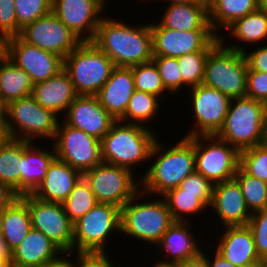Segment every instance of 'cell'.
Masks as SVG:
<instances>
[{"label": "cell", "instance_id": "6da1fadb", "mask_svg": "<svg viewBox=\"0 0 267 267\" xmlns=\"http://www.w3.org/2000/svg\"><path fill=\"white\" fill-rule=\"evenodd\" d=\"M110 18H102L92 42L113 61L115 67L130 68L152 61L150 24L131 26Z\"/></svg>", "mask_w": 267, "mask_h": 267}, {"label": "cell", "instance_id": "7a4b0ae2", "mask_svg": "<svg viewBox=\"0 0 267 267\" xmlns=\"http://www.w3.org/2000/svg\"><path fill=\"white\" fill-rule=\"evenodd\" d=\"M157 137L149 159H156L143 173L141 179V191L149 196L156 193V197L162 196L168 190L179 187L180 183L195 171L194 137H183L167 149ZM162 151V152H161Z\"/></svg>", "mask_w": 267, "mask_h": 267}, {"label": "cell", "instance_id": "3957f363", "mask_svg": "<svg viewBox=\"0 0 267 267\" xmlns=\"http://www.w3.org/2000/svg\"><path fill=\"white\" fill-rule=\"evenodd\" d=\"M156 135L146 126L115 121L101 139L103 162L133 172L135 166L149 162Z\"/></svg>", "mask_w": 267, "mask_h": 267}, {"label": "cell", "instance_id": "277c9868", "mask_svg": "<svg viewBox=\"0 0 267 267\" xmlns=\"http://www.w3.org/2000/svg\"><path fill=\"white\" fill-rule=\"evenodd\" d=\"M145 196L148 195L140 190L120 208V233L136 241H145L144 243L149 245L151 243L154 247L161 241L163 234L174 220L162 196L161 199L158 196L159 199L142 202L141 199Z\"/></svg>", "mask_w": 267, "mask_h": 267}, {"label": "cell", "instance_id": "5b68a950", "mask_svg": "<svg viewBox=\"0 0 267 267\" xmlns=\"http://www.w3.org/2000/svg\"><path fill=\"white\" fill-rule=\"evenodd\" d=\"M267 105L247 96L232 98L225 121L216 136L239 152L262 144Z\"/></svg>", "mask_w": 267, "mask_h": 267}, {"label": "cell", "instance_id": "8992f818", "mask_svg": "<svg viewBox=\"0 0 267 267\" xmlns=\"http://www.w3.org/2000/svg\"><path fill=\"white\" fill-rule=\"evenodd\" d=\"M114 68L113 61L92 41H83L64 58V70L78 95H95Z\"/></svg>", "mask_w": 267, "mask_h": 267}, {"label": "cell", "instance_id": "52a82bcc", "mask_svg": "<svg viewBox=\"0 0 267 267\" xmlns=\"http://www.w3.org/2000/svg\"><path fill=\"white\" fill-rule=\"evenodd\" d=\"M248 65L243 51L232 50L219 42L208 54L202 84L228 97L246 95Z\"/></svg>", "mask_w": 267, "mask_h": 267}, {"label": "cell", "instance_id": "ba28073f", "mask_svg": "<svg viewBox=\"0 0 267 267\" xmlns=\"http://www.w3.org/2000/svg\"><path fill=\"white\" fill-rule=\"evenodd\" d=\"M10 138L34 142L36 137L53 141L59 118L43 108L32 96L11 101L5 109ZM23 134V135H22Z\"/></svg>", "mask_w": 267, "mask_h": 267}, {"label": "cell", "instance_id": "9c48e42d", "mask_svg": "<svg viewBox=\"0 0 267 267\" xmlns=\"http://www.w3.org/2000/svg\"><path fill=\"white\" fill-rule=\"evenodd\" d=\"M114 231H121L120 208L97 203L73 223V253L107 252V244L111 234L116 233Z\"/></svg>", "mask_w": 267, "mask_h": 267}, {"label": "cell", "instance_id": "30bf717a", "mask_svg": "<svg viewBox=\"0 0 267 267\" xmlns=\"http://www.w3.org/2000/svg\"><path fill=\"white\" fill-rule=\"evenodd\" d=\"M126 168L101 162L83 173L98 203L123 207L141 190V179Z\"/></svg>", "mask_w": 267, "mask_h": 267}, {"label": "cell", "instance_id": "8fae6325", "mask_svg": "<svg viewBox=\"0 0 267 267\" xmlns=\"http://www.w3.org/2000/svg\"><path fill=\"white\" fill-rule=\"evenodd\" d=\"M195 171L213 184L233 179L240 152L216 135L194 136Z\"/></svg>", "mask_w": 267, "mask_h": 267}, {"label": "cell", "instance_id": "7c38bea8", "mask_svg": "<svg viewBox=\"0 0 267 267\" xmlns=\"http://www.w3.org/2000/svg\"><path fill=\"white\" fill-rule=\"evenodd\" d=\"M52 144L56 158L82 174L103 161L101 141L68 125L63 119L59 120Z\"/></svg>", "mask_w": 267, "mask_h": 267}, {"label": "cell", "instance_id": "4fadbf2b", "mask_svg": "<svg viewBox=\"0 0 267 267\" xmlns=\"http://www.w3.org/2000/svg\"><path fill=\"white\" fill-rule=\"evenodd\" d=\"M27 204L32 228L39 230L63 252H73V222L60 202L42 201L32 194L20 196Z\"/></svg>", "mask_w": 267, "mask_h": 267}, {"label": "cell", "instance_id": "5bb4252c", "mask_svg": "<svg viewBox=\"0 0 267 267\" xmlns=\"http://www.w3.org/2000/svg\"><path fill=\"white\" fill-rule=\"evenodd\" d=\"M187 91L189 94L190 106L192 107L194 127L185 133V137L200 135H216L221 129L228 113L231 98L219 90L204 84L192 87Z\"/></svg>", "mask_w": 267, "mask_h": 267}, {"label": "cell", "instance_id": "9a60e30c", "mask_svg": "<svg viewBox=\"0 0 267 267\" xmlns=\"http://www.w3.org/2000/svg\"><path fill=\"white\" fill-rule=\"evenodd\" d=\"M153 56L179 58L195 51H211L219 42L213 30L176 31L150 23Z\"/></svg>", "mask_w": 267, "mask_h": 267}, {"label": "cell", "instance_id": "2e32d148", "mask_svg": "<svg viewBox=\"0 0 267 267\" xmlns=\"http://www.w3.org/2000/svg\"><path fill=\"white\" fill-rule=\"evenodd\" d=\"M26 43L65 58L83 41L52 12L27 24L19 34Z\"/></svg>", "mask_w": 267, "mask_h": 267}, {"label": "cell", "instance_id": "e0dca14e", "mask_svg": "<svg viewBox=\"0 0 267 267\" xmlns=\"http://www.w3.org/2000/svg\"><path fill=\"white\" fill-rule=\"evenodd\" d=\"M6 56L23 69L34 84L45 81L64 69L63 57L30 45L19 36L6 39Z\"/></svg>", "mask_w": 267, "mask_h": 267}, {"label": "cell", "instance_id": "ac0fdd59", "mask_svg": "<svg viewBox=\"0 0 267 267\" xmlns=\"http://www.w3.org/2000/svg\"><path fill=\"white\" fill-rule=\"evenodd\" d=\"M106 9L104 0H52V13L82 41L93 40Z\"/></svg>", "mask_w": 267, "mask_h": 267}, {"label": "cell", "instance_id": "d6986e66", "mask_svg": "<svg viewBox=\"0 0 267 267\" xmlns=\"http://www.w3.org/2000/svg\"><path fill=\"white\" fill-rule=\"evenodd\" d=\"M68 125L80 129L101 141L115 119L98 102L95 95H78L63 119Z\"/></svg>", "mask_w": 267, "mask_h": 267}, {"label": "cell", "instance_id": "ffe728a7", "mask_svg": "<svg viewBox=\"0 0 267 267\" xmlns=\"http://www.w3.org/2000/svg\"><path fill=\"white\" fill-rule=\"evenodd\" d=\"M211 208V209H210ZM210 210L226 226H246L252 215L235 178L214 184Z\"/></svg>", "mask_w": 267, "mask_h": 267}, {"label": "cell", "instance_id": "44dd1931", "mask_svg": "<svg viewBox=\"0 0 267 267\" xmlns=\"http://www.w3.org/2000/svg\"><path fill=\"white\" fill-rule=\"evenodd\" d=\"M223 234L217 237L214 249L231 264L238 267H259V258L250 228L246 226H223Z\"/></svg>", "mask_w": 267, "mask_h": 267}, {"label": "cell", "instance_id": "7402d4cb", "mask_svg": "<svg viewBox=\"0 0 267 267\" xmlns=\"http://www.w3.org/2000/svg\"><path fill=\"white\" fill-rule=\"evenodd\" d=\"M134 91V78L131 68L115 67L110 78L95 94V97L115 121H119L125 115Z\"/></svg>", "mask_w": 267, "mask_h": 267}, {"label": "cell", "instance_id": "603a6c76", "mask_svg": "<svg viewBox=\"0 0 267 267\" xmlns=\"http://www.w3.org/2000/svg\"><path fill=\"white\" fill-rule=\"evenodd\" d=\"M191 223L193 222L174 221L167 229L161 241L156 245V248L159 246V253L161 251L162 256H165L164 259H166L161 260V257H159L158 262L178 264L199 255L203 251L201 244L197 243L199 241L194 238L191 232L193 230H190L192 228Z\"/></svg>", "mask_w": 267, "mask_h": 267}, {"label": "cell", "instance_id": "cb8c5ba5", "mask_svg": "<svg viewBox=\"0 0 267 267\" xmlns=\"http://www.w3.org/2000/svg\"><path fill=\"white\" fill-rule=\"evenodd\" d=\"M31 96L43 108L52 111L58 117L63 113L64 117L78 94L69 75L63 69L55 76L34 84Z\"/></svg>", "mask_w": 267, "mask_h": 267}, {"label": "cell", "instance_id": "d4e9b609", "mask_svg": "<svg viewBox=\"0 0 267 267\" xmlns=\"http://www.w3.org/2000/svg\"><path fill=\"white\" fill-rule=\"evenodd\" d=\"M82 176L79 170L55 158L43 182L32 195L42 201L63 203Z\"/></svg>", "mask_w": 267, "mask_h": 267}, {"label": "cell", "instance_id": "484cf974", "mask_svg": "<svg viewBox=\"0 0 267 267\" xmlns=\"http://www.w3.org/2000/svg\"><path fill=\"white\" fill-rule=\"evenodd\" d=\"M44 149L33 142L22 140V172L20 196L33 194L43 182L49 165L56 158L55 150Z\"/></svg>", "mask_w": 267, "mask_h": 267}, {"label": "cell", "instance_id": "4316f807", "mask_svg": "<svg viewBox=\"0 0 267 267\" xmlns=\"http://www.w3.org/2000/svg\"><path fill=\"white\" fill-rule=\"evenodd\" d=\"M63 251L42 232L31 229L11 252L14 267H43Z\"/></svg>", "mask_w": 267, "mask_h": 267}, {"label": "cell", "instance_id": "83f0119b", "mask_svg": "<svg viewBox=\"0 0 267 267\" xmlns=\"http://www.w3.org/2000/svg\"><path fill=\"white\" fill-rule=\"evenodd\" d=\"M159 24L176 31L213 30L209 23L208 3L169 4Z\"/></svg>", "mask_w": 267, "mask_h": 267}, {"label": "cell", "instance_id": "f1b7e54d", "mask_svg": "<svg viewBox=\"0 0 267 267\" xmlns=\"http://www.w3.org/2000/svg\"><path fill=\"white\" fill-rule=\"evenodd\" d=\"M33 87L31 77L6 55L0 60V99L5 105L31 96Z\"/></svg>", "mask_w": 267, "mask_h": 267}, {"label": "cell", "instance_id": "f546056e", "mask_svg": "<svg viewBox=\"0 0 267 267\" xmlns=\"http://www.w3.org/2000/svg\"><path fill=\"white\" fill-rule=\"evenodd\" d=\"M259 9V0H208L209 23L219 36L234 21Z\"/></svg>", "mask_w": 267, "mask_h": 267}, {"label": "cell", "instance_id": "4dcf8cb0", "mask_svg": "<svg viewBox=\"0 0 267 267\" xmlns=\"http://www.w3.org/2000/svg\"><path fill=\"white\" fill-rule=\"evenodd\" d=\"M32 229L27 204L19 198L12 206L3 210L2 239L12 252Z\"/></svg>", "mask_w": 267, "mask_h": 267}, {"label": "cell", "instance_id": "1f68e13d", "mask_svg": "<svg viewBox=\"0 0 267 267\" xmlns=\"http://www.w3.org/2000/svg\"><path fill=\"white\" fill-rule=\"evenodd\" d=\"M22 172V140L9 138L0 144V183L12 187L20 195Z\"/></svg>", "mask_w": 267, "mask_h": 267}, {"label": "cell", "instance_id": "d6a6232c", "mask_svg": "<svg viewBox=\"0 0 267 267\" xmlns=\"http://www.w3.org/2000/svg\"><path fill=\"white\" fill-rule=\"evenodd\" d=\"M235 40L255 46L267 40V13L257 9L248 15L237 19L226 28Z\"/></svg>", "mask_w": 267, "mask_h": 267}, {"label": "cell", "instance_id": "836d02e7", "mask_svg": "<svg viewBox=\"0 0 267 267\" xmlns=\"http://www.w3.org/2000/svg\"><path fill=\"white\" fill-rule=\"evenodd\" d=\"M159 99L160 98L155 95L135 89L129 100L125 115L119 121L150 128L149 125H144V123L151 122L150 120L155 119L157 113H160L158 111L162 102Z\"/></svg>", "mask_w": 267, "mask_h": 267}, {"label": "cell", "instance_id": "e575fe53", "mask_svg": "<svg viewBox=\"0 0 267 267\" xmlns=\"http://www.w3.org/2000/svg\"><path fill=\"white\" fill-rule=\"evenodd\" d=\"M174 221H190L191 216L206 212L208 207L198 198V194L182 193L180 187L168 190L162 195ZM190 216L188 219L185 216ZM186 218V219H185Z\"/></svg>", "mask_w": 267, "mask_h": 267}, {"label": "cell", "instance_id": "d590c367", "mask_svg": "<svg viewBox=\"0 0 267 267\" xmlns=\"http://www.w3.org/2000/svg\"><path fill=\"white\" fill-rule=\"evenodd\" d=\"M98 203L94 193L82 176L75 184L68 198L62 203L65 213L74 223Z\"/></svg>", "mask_w": 267, "mask_h": 267}, {"label": "cell", "instance_id": "8d00e7d4", "mask_svg": "<svg viewBox=\"0 0 267 267\" xmlns=\"http://www.w3.org/2000/svg\"><path fill=\"white\" fill-rule=\"evenodd\" d=\"M234 178L239 183L251 213L267 209V182L247 174L241 167Z\"/></svg>", "mask_w": 267, "mask_h": 267}, {"label": "cell", "instance_id": "74e56055", "mask_svg": "<svg viewBox=\"0 0 267 267\" xmlns=\"http://www.w3.org/2000/svg\"><path fill=\"white\" fill-rule=\"evenodd\" d=\"M130 68L133 72L134 87L136 90L155 95L160 100L164 98V93L168 94L163 86L157 66L153 61L137 64Z\"/></svg>", "mask_w": 267, "mask_h": 267}, {"label": "cell", "instance_id": "f35d334b", "mask_svg": "<svg viewBox=\"0 0 267 267\" xmlns=\"http://www.w3.org/2000/svg\"><path fill=\"white\" fill-rule=\"evenodd\" d=\"M210 51H195L177 58L182 75V89L202 84L207 56Z\"/></svg>", "mask_w": 267, "mask_h": 267}, {"label": "cell", "instance_id": "ab89813d", "mask_svg": "<svg viewBox=\"0 0 267 267\" xmlns=\"http://www.w3.org/2000/svg\"><path fill=\"white\" fill-rule=\"evenodd\" d=\"M240 167L250 176L267 182V146L262 143L241 151Z\"/></svg>", "mask_w": 267, "mask_h": 267}, {"label": "cell", "instance_id": "60d3db41", "mask_svg": "<svg viewBox=\"0 0 267 267\" xmlns=\"http://www.w3.org/2000/svg\"><path fill=\"white\" fill-rule=\"evenodd\" d=\"M14 6L21 29L52 12V0H15Z\"/></svg>", "mask_w": 267, "mask_h": 267}, {"label": "cell", "instance_id": "b9f144b4", "mask_svg": "<svg viewBox=\"0 0 267 267\" xmlns=\"http://www.w3.org/2000/svg\"><path fill=\"white\" fill-rule=\"evenodd\" d=\"M152 61L157 66L163 86L170 94L181 92L182 75L177 58L167 56H153ZM180 90V91H179Z\"/></svg>", "mask_w": 267, "mask_h": 267}, {"label": "cell", "instance_id": "7bdbcfd3", "mask_svg": "<svg viewBox=\"0 0 267 267\" xmlns=\"http://www.w3.org/2000/svg\"><path fill=\"white\" fill-rule=\"evenodd\" d=\"M182 193L198 194V198L209 208L212 202L214 184L202 174L194 171L179 185Z\"/></svg>", "mask_w": 267, "mask_h": 267}, {"label": "cell", "instance_id": "ee69618b", "mask_svg": "<svg viewBox=\"0 0 267 267\" xmlns=\"http://www.w3.org/2000/svg\"><path fill=\"white\" fill-rule=\"evenodd\" d=\"M247 226L250 228L257 254L261 260L267 258V209L252 213Z\"/></svg>", "mask_w": 267, "mask_h": 267}, {"label": "cell", "instance_id": "f6af8a7d", "mask_svg": "<svg viewBox=\"0 0 267 267\" xmlns=\"http://www.w3.org/2000/svg\"><path fill=\"white\" fill-rule=\"evenodd\" d=\"M219 36L220 42L227 48L232 50H238L243 51L247 65H248V71H261L267 73V45L265 43L264 46H259L255 50L247 51V48H244L245 46H240L238 43H230L229 45H225V36Z\"/></svg>", "mask_w": 267, "mask_h": 267}, {"label": "cell", "instance_id": "bcb514c9", "mask_svg": "<svg viewBox=\"0 0 267 267\" xmlns=\"http://www.w3.org/2000/svg\"><path fill=\"white\" fill-rule=\"evenodd\" d=\"M15 0H0V36L5 40L19 36L21 28L18 26Z\"/></svg>", "mask_w": 267, "mask_h": 267}, {"label": "cell", "instance_id": "7dc6e473", "mask_svg": "<svg viewBox=\"0 0 267 267\" xmlns=\"http://www.w3.org/2000/svg\"><path fill=\"white\" fill-rule=\"evenodd\" d=\"M245 96L267 105V73L248 71Z\"/></svg>", "mask_w": 267, "mask_h": 267}, {"label": "cell", "instance_id": "c3c4849f", "mask_svg": "<svg viewBox=\"0 0 267 267\" xmlns=\"http://www.w3.org/2000/svg\"><path fill=\"white\" fill-rule=\"evenodd\" d=\"M76 256V267H121L119 263L114 266L111 260L115 258H109L107 252H77Z\"/></svg>", "mask_w": 267, "mask_h": 267}, {"label": "cell", "instance_id": "681fc988", "mask_svg": "<svg viewBox=\"0 0 267 267\" xmlns=\"http://www.w3.org/2000/svg\"><path fill=\"white\" fill-rule=\"evenodd\" d=\"M20 195L9 185L0 183V212L12 206Z\"/></svg>", "mask_w": 267, "mask_h": 267}, {"label": "cell", "instance_id": "f907efd6", "mask_svg": "<svg viewBox=\"0 0 267 267\" xmlns=\"http://www.w3.org/2000/svg\"><path fill=\"white\" fill-rule=\"evenodd\" d=\"M73 252H62L56 259L47 262L43 267H76V259H69L67 256L71 255ZM75 260V261H74Z\"/></svg>", "mask_w": 267, "mask_h": 267}, {"label": "cell", "instance_id": "816d5d0a", "mask_svg": "<svg viewBox=\"0 0 267 267\" xmlns=\"http://www.w3.org/2000/svg\"><path fill=\"white\" fill-rule=\"evenodd\" d=\"M203 251L193 258H189L177 264V267H208V254Z\"/></svg>", "mask_w": 267, "mask_h": 267}, {"label": "cell", "instance_id": "f5cc1de1", "mask_svg": "<svg viewBox=\"0 0 267 267\" xmlns=\"http://www.w3.org/2000/svg\"><path fill=\"white\" fill-rule=\"evenodd\" d=\"M208 256V267H238L227 261L222 255H220L216 250H214V257ZM212 258V259H209ZM213 260V261H212Z\"/></svg>", "mask_w": 267, "mask_h": 267}, {"label": "cell", "instance_id": "db71d44e", "mask_svg": "<svg viewBox=\"0 0 267 267\" xmlns=\"http://www.w3.org/2000/svg\"><path fill=\"white\" fill-rule=\"evenodd\" d=\"M3 211L0 212V257L11 258V251L8 249L6 242L2 239Z\"/></svg>", "mask_w": 267, "mask_h": 267}, {"label": "cell", "instance_id": "11a10c76", "mask_svg": "<svg viewBox=\"0 0 267 267\" xmlns=\"http://www.w3.org/2000/svg\"><path fill=\"white\" fill-rule=\"evenodd\" d=\"M10 138L7 125L6 115H0V144L7 141Z\"/></svg>", "mask_w": 267, "mask_h": 267}, {"label": "cell", "instance_id": "9f6ffc18", "mask_svg": "<svg viewBox=\"0 0 267 267\" xmlns=\"http://www.w3.org/2000/svg\"><path fill=\"white\" fill-rule=\"evenodd\" d=\"M165 1V0H163ZM168 4H179V3H208V0H166Z\"/></svg>", "mask_w": 267, "mask_h": 267}, {"label": "cell", "instance_id": "6f0895ef", "mask_svg": "<svg viewBox=\"0 0 267 267\" xmlns=\"http://www.w3.org/2000/svg\"><path fill=\"white\" fill-rule=\"evenodd\" d=\"M6 55V40L0 36V60Z\"/></svg>", "mask_w": 267, "mask_h": 267}, {"label": "cell", "instance_id": "680465c9", "mask_svg": "<svg viewBox=\"0 0 267 267\" xmlns=\"http://www.w3.org/2000/svg\"><path fill=\"white\" fill-rule=\"evenodd\" d=\"M0 267H13L11 258L0 257Z\"/></svg>", "mask_w": 267, "mask_h": 267}, {"label": "cell", "instance_id": "91938a15", "mask_svg": "<svg viewBox=\"0 0 267 267\" xmlns=\"http://www.w3.org/2000/svg\"><path fill=\"white\" fill-rule=\"evenodd\" d=\"M153 267H177V264L162 263V262L156 261V263H154Z\"/></svg>", "mask_w": 267, "mask_h": 267}, {"label": "cell", "instance_id": "94428289", "mask_svg": "<svg viewBox=\"0 0 267 267\" xmlns=\"http://www.w3.org/2000/svg\"><path fill=\"white\" fill-rule=\"evenodd\" d=\"M259 9L267 13V0H259Z\"/></svg>", "mask_w": 267, "mask_h": 267}, {"label": "cell", "instance_id": "6125c7cd", "mask_svg": "<svg viewBox=\"0 0 267 267\" xmlns=\"http://www.w3.org/2000/svg\"><path fill=\"white\" fill-rule=\"evenodd\" d=\"M263 144H265L267 146V115H266V119H265V129H264Z\"/></svg>", "mask_w": 267, "mask_h": 267}, {"label": "cell", "instance_id": "be15d7a7", "mask_svg": "<svg viewBox=\"0 0 267 267\" xmlns=\"http://www.w3.org/2000/svg\"><path fill=\"white\" fill-rule=\"evenodd\" d=\"M6 105L0 99V115H5Z\"/></svg>", "mask_w": 267, "mask_h": 267}, {"label": "cell", "instance_id": "e7e4bbea", "mask_svg": "<svg viewBox=\"0 0 267 267\" xmlns=\"http://www.w3.org/2000/svg\"><path fill=\"white\" fill-rule=\"evenodd\" d=\"M259 267H267V258H266V259H263V260L261 261Z\"/></svg>", "mask_w": 267, "mask_h": 267}]
</instances>
